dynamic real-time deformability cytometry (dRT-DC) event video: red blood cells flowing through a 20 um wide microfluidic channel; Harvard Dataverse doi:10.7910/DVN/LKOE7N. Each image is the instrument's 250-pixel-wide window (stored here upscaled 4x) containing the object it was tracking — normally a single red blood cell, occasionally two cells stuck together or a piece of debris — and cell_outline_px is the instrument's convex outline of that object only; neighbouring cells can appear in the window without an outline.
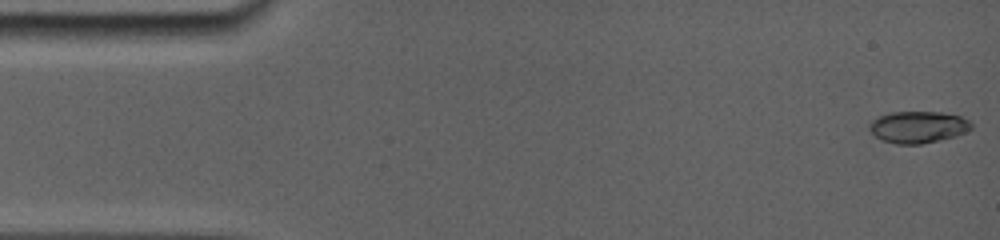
{"species": "common noctule bat (a hibernating species)", "species_latin": "Nyctalus noctula", "temperature_condition": "room temperature", "stored_images_in_passage": 34, "camera_frame_rate_fps": 5000, "um_per_image_px": 0.085, "animal": {"sex": "female", "body_mass_g": 19.0, "forearm_length_mm": 56.7}, "frame": {"image": 1, "passage_image": 1, "time_ms": 0.0, "image_size_px": [1000, 240], "cell_outline_px": [[972, 128], [964, 132], [952, 136], [936, 140], [916, 144], [904, 144], [884, 140], [876, 136], [872, 132], [872, 124], [880, 116], [896, 112], [936, 112], [960, 116], [968, 120], [972, 124]], "centroid_in_image_um": [78.09, 10.78], "position_along_channel_um": 6.9, "area_um2": 17.86}}
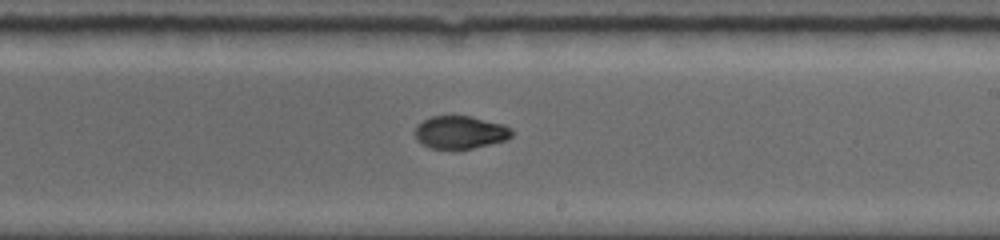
{"frame": {"image": 2, "passage_image": 20, "time_ms": 9.6, "image_size_px": [1000, 240], "cell_outline_px": [[512, 136], [504, 140], [472, 148], [432, 148], [416, 140], [416, 128], [424, 120], [432, 116], [472, 116], [504, 124], [512, 128]], "centroid_in_image_um": [39.16, 11.22], "position_along_channel_um": 249.8, "area_um2": 18.15}}
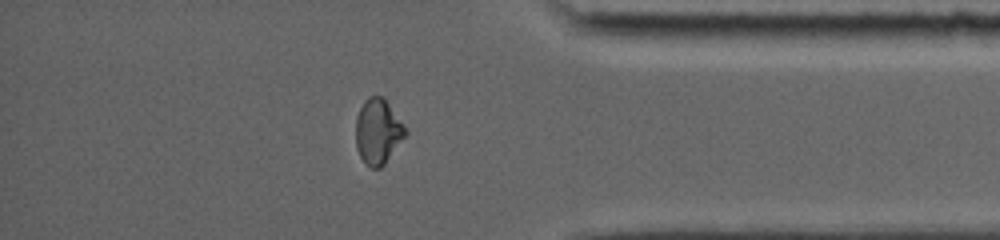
{"frame": {"image": 3, "passage_image": 31, "time_ms": 13.8, "image_size_px": [1000, 240], "cell_outline_px": [[408, 132], [384, 164], [380, 168], [372, 168], [364, 164], [356, 148], [356, 116], [364, 100], [368, 96], [384, 96], [404, 124]], "centroid_in_image_um": [32.12, 11.16], "position_along_channel_um": 403.1, "area_um2": 19.02}}